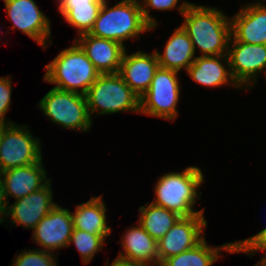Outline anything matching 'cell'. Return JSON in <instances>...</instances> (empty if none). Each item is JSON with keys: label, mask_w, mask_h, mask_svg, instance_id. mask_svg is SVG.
Wrapping results in <instances>:
<instances>
[{"label": "cell", "mask_w": 266, "mask_h": 266, "mask_svg": "<svg viewBox=\"0 0 266 266\" xmlns=\"http://www.w3.org/2000/svg\"><path fill=\"white\" fill-rule=\"evenodd\" d=\"M139 221L143 229L156 241L161 239L181 217L177 213L149 202L139 207Z\"/></svg>", "instance_id": "23"}, {"label": "cell", "mask_w": 266, "mask_h": 266, "mask_svg": "<svg viewBox=\"0 0 266 266\" xmlns=\"http://www.w3.org/2000/svg\"><path fill=\"white\" fill-rule=\"evenodd\" d=\"M178 71L159 67L148 90L140 97V114L173 120L178 116Z\"/></svg>", "instance_id": "7"}, {"label": "cell", "mask_w": 266, "mask_h": 266, "mask_svg": "<svg viewBox=\"0 0 266 266\" xmlns=\"http://www.w3.org/2000/svg\"><path fill=\"white\" fill-rule=\"evenodd\" d=\"M164 48L162 54L155 50L159 67L162 68L178 72L184 68L187 71L196 58L192 41L182 26L174 30Z\"/></svg>", "instance_id": "20"}, {"label": "cell", "mask_w": 266, "mask_h": 266, "mask_svg": "<svg viewBox=\"0 0 266 266\" xmlns=\"http://www.w3.org/2000/svg\"><path fill=\"white\" fill-rule=\"evenodd\" d=\"M38 107L53 123L73 131H89L92 125L85 95L52 88Z\"/></svg>", "instance_id": "6"}, {"label": "cell", "mask_w": 266, "mask_h": 266, "mask_svg": "<svg viewBox=\"0 0 266 266\" xmlns=\"http://www.w3.org/2000/svg\"><path fill=\"white\" fill-rule=\"evenodd\" d=\"M107 1L104 0L98 17L88 34L113 40L123 45L124 40L137 37L140 39L142 33L151 30V26L143 17L140 2L121 0L109 8Z\"/></svg>", "instance_id": "4"}, {"label": "cell", "mask_w": 266, "mask_h": 266, "mask_svg": "<svg viewBox=\"0 0 266 266\" xmlns=\"http://www.w3.org/2000/svg\"><path fill=\"white\" fill-rule=\"evenodd\" d=\"M12 29L18 28L39 43L44 49L48 44L51 34V26L48 17L38 8L34 0H3Z\"/></svg>", "instance_id": "11"}, {"label": "cell", "mask_w": 266, "mask_h": 266, "mask_svg": "<svg viewBox=\"0 0 266 266\" xmlns=\"http://www.w3.org/2000/svg\"><path fill=\"white\" fill-rule=\"evenodd\" d=\"M203 172L199 167L189 166L182 172H169L160 177L155 189L153 204L177 213L181 217L204 214V209L194 211L197 192L204 182Z\"/></svg>", "instance_id": "2"}, {"label": "cell", "mask_w": 266, "mask_h": 266, "mask_svg": "<svg viewBox=\"0 0 266 266\" xmlns=\"http://www.w3.org/2000/svg\"><path fill=\"white\" fill-rule=\"evenodd\" d=\"M177 8L183 16L181 25L192 41L194 51L201 56H218L228 53L231 38V20L217 8L195 5L183 1Z\"/></svg>", "instance_id": "1"}, {"label": "cell", "mask_w": 266, "mask_h": 266, "mask_svg": "<svg viewBox=\"0 0 266 266\" xmlns=\"http://www.w3.org/2000/svg\"><path fill=\"white\" fill-rule=\"evenodd\" d=\"M266 237V228L258 232L256 235L241 241L232 243L234 253H245L247 255Z\"/></svg>", "instance_id": "29"}, {"label": "cell", "mask_w": 266, "mask_h": 266, "mask_svg": "<svg viewBox=\"0 0 266 266\" xmlns=\"http://www.w3.org/2000/svg\"><path fill=\"white\" fill-rule=\"evenodd\" d=\"M11 79L12 78H9V76L0 77V122L4 124H12V122L10 120L8 121L5 117L11 102Z\"/></svg>", "instance_id": "28"}, {"label": "cell", "mask_w": 266, "mask_h": 266, "mask_svg": "<svg viewBox=\"0 0 266 266\" xmlns=\"http://www.w3.org/2000/svg\"><path fill=\"white\" fill-rule=\"evenodd\" d=\"M143 2H140L141 10L143 13V17L145 21L151 26L150 29H153L157 26V21L155 18H153L149 13L150 9L148 8H154L155 10H171L176 8V5L179 0H142Z\"/></svg>", "instance_id": "27"}, {"label": "cell", "mask_w": 266, "mask_h": 266, "mask_svg": "<svg viewBox=\"0 0 266 266\" xmlns=\"http://www.w3.org/2000/svg\"><path fill=\"white\" fill-rule=\"evenodd\" d=\"M45 70L43 80L56 84L54 88L82 95H86L100 75L75 41L47 64Z\"/></svg>", "instance_id": "3"}, {"label": "cell", "mask_w": 266, "mask_h": 266, "mask_svg": "<svg viewBox=\"0 0 266 266\" xmlns=\"http://www.w3.org/2000/svg\"><path fill=\"white\" fill-rule=\"evenodd\" d=\"M6 125H7V124H4V123L0 122V139H1V135H2L3 128H4Z\"/></svg>", "instance_id": "35"}, {"label": "cell", "mask_w": 266, "mask_h": 266, "mask_svg": "<svg viewBox=\"0 0 266 266\" xmlns=\"http://www.w3.org/2000/svg\"><path fill=\"white\" fill-rule=\"evenodd\" d=\"M59 7H82L90 4H103L104 0H58Z\"/></svg>", "instance_id": "31"}, {"label": "cell", "mask_w": 266, "mask_h": 266, "mask_svg": "<svg viewBox=\"0 0 266 266\" xmlns=\"http://www.w3.org/2000/svg\"><path fill=\"white\" fill-rule=\"evenodd\" d=\"M45 171L41 160L1 172L6 198L10 196L17 200L44 187L51 181Z\"/></svg>", "instance_id": "17"}, {"label": "cell", "mask_w": 266, "mask_h": 266, "mask_svg": "<svg viewBox=\"0 0 266 266\" xmlns=\"http://www.w3.org/2000/svg\"><path fill=\"white\" fill-rule=\"evenodd\" d=\"M231 35L239 42L266 45V5L243 6L231 19Z\"/></svg>", "instance_id": "16"}, {"label": "cell", "mask_w": 266, "mask_h": 266, "mask_svg": "<svg viewBox=\"0 0 266 266\" xmlns=\"http://www.w3.org/2000/svg\"><path fill=\"white\" fill-rule=\"evenodd\" d=\"M71 214L74 229L99 234L105 239L111 234L106 222V205L102 195L91 197L87 202L78 204L75 212Z\"/></svg>", "instance_id": "21"}, {"label": "cell", "mask_w": 266, "mask_h": 266, "mask_svg": "<svg viewBox=\"0 0 266 266\" xmlns=\"http://www.w3.org/2000/svg\"><path fill=\"white\" fill-rule=\"evenodd\" d=\"M8 201L9 200H7L6 193H5V190H4L2 174L0 172V223H3L4 220L6 221V219H7L6 215H7L8 205H9Z\"/></svg>", "instance_id": "30"}, {"label": "cell", "mask_w": 266, "mask_h": 266, "mask_svg": "<svg viewBox=\"0 0 266 266\" xmlns=\"http://www.w3.org/2000/svg\"><path fill=\"white\" fill-rule=\"evenodd\" d=\"M53 194L49 181L41 189L8 205L6 217H11L10 219L15 225L33 230L44 216L56 206V203L52 200Z\"/></svg>", "instance_id": "13"}, {"label": "cell", "mask_w": 266, "mask_h": 266, "mask_svg": "<svg viewBox=\"0 0 266 266\" xmlns=\"http://www.w3.org/2000/svg\"><path fill=\"white\" fill-rule=\"evenodd\" d=\"M74 41L81 47L100 74L118 73L126 50L125 45L88 33L79 35Z\"/></svg>", "instance_id": "14"}, {"label": "cell", "mask_w": 266, "mask_h": 266, "mask_svg": "<svg viewBox=\"0 0 266 266\" xmlns=\"http://www.w3.org/2000/svg\"><path fill=\"white\" fill-rule=\"evenodd\" d=\"M228 46L233 47L228 48L227 56L234 81L241 89L253 87L256 75L266 69V45L239 42L231 35Z\"/></svg>", "instance_id": "9"}, {"label": "cell", "mask_w": 266, "mask_h": 266, "mask_svg": "<svg viewBox=\"0 0 266 266\" xmlns=\"http://www.w3.org/2000/svg\"><path fill=\"white\" fill-rule=\"evenodd\" d=\"M207 221L204 214L180 217L169 231L157 241L159 264L198 245L204 238ZM202 233V235H201Z\"/></svg>", "instance_id": "10"}, {"label": "cell", "mask_w": 266, "mask_h": 266, "mask_svg": "<svg viewBox=\"0 0 266 266\" xmlns=\"http://www.w3.org/2000/svg\"><path fill=\"white\" fill-rule=\"evenodd\" d=\"M28 126L7 124L0 139V172L42 160L41 144Z\"/></svg>", "instance_id": "8"}, {"label": "cell", "mask_w": 266, "mask_h": 266, "mask_svg": "<svg viewBox=\"0 0 266 266\" xmlns=\"http://www.w3.org/2000/svg\"><path fill=\"white\" fill-rule=\"evenodd\" d=\"M143 266H149V265H143ZM150 266H155V265H151L150 264ZM156 266H162L161 264H158V265H156Z\"/></svg>", "instance_id": "36"}, {"label": "cell", "mask_w": 266, "mask_h": 266, "mask_svg": "<svg viewBox=\"0 0 266 266\" xmlns=\"http://www.w3.org/2000/svg\"><path fill=\"white\" fill-rule=\"evenodd\" d=\"M74 230L72 214L58 204L34 227L32 240L44 251L67 248Z\"/></svg>", "instance_id": "12"}, {"label": "cell", "mask_w": 266, "mask_h": 266, "mask_svg": "<svg viewBox=\"0 0 266 266\" xmlns=\"http://www.w3.org/2000/svg\"><path fill=\"white\" fill-rule=\"evenodd\" d=\"M258 250L266 251V237L253 249L250 255L253 256V253H257Z\"/></svg>", "instance_id": "33"}, {"label": "cell", "mask_w": 266, "mask_h": 266, "mask_svg": "<svg viewBox=\"0 0 266 266\" xmlns=\"http://www.w3.org/2000/svg\"><path fill=\"white\" fill-rule=\"evenodd\" d=\"M105 238L99 234L74 229L68 243H74L84 264H89L95 254L104 246Z\"/></svg>", "instance_id": "25"}, {"label": "cell", "mask_w": 266, "mask_h": 266, "mask_svg": "<svg viewBox=\"0 0 266 266\" xmlns=\"http://www.w3.org/2000/svg\"><path fill=\"white\" fill-rule=\"evenodd\" d=\"M105 263H106L105 266H109L107 264L108 262ZM110 266H141V265L116 257Z\"/></svg>", "instance_id": "32"}, {"label": "cell", "mask_w": 266, "mask_h": 266, "mask_svg": "<svg viewBox=\"0 0 266 266\" xmlns=\"http://www.w3.org/2000/svg\"><path fill=\"white\" fill-rule=\"evenodd\" d=\"M88 112L98 115L119 112L140 113V97L118 74H100L86 93Z\"/></svg>", "instance_id": "5"}, {"label": "cell", "mask_w": 266, "mask_h": 266, "mask_svg": "<svg viewBox=\"0 0 266 266\" xmlns=\"http://www.w3.org/2000/svg\"><path fill=\"white\" fill-rule=\"evenodd\" d=\"M205 238L195 247L165 259L162 266H212L222 255L220 251L233 252L232 242L219 247L207 245Z\"/></svg>", "instance_id": "22"}, {"label": "cell", "mask_w": 266, "mask_h": 266, "mask_svg": "<svg viewBox=\"0 0 266 266\" xmlns=\"http://www.w3.org/2000/svg\"><path fill=\"white\" fill-rule=\"evenodd\" d=\"M52 253L37 248L25 252L22 250L11 266H57V255Z\"/></svg>", "instance_id": "26"}, {"label": "cell", "mask_w": 266, "mask_h": 266, "mask_svg": "<svg viewBox=\"0 0 266 266\" xmlns=\"http://www.w3.org/2000/svg\"><path fill=\"white\" fill-rule=\"evenodd\" d=\"M102 4L82 7H58L68 24L78 29V35L89 33L96 21Z\"/></svg>", "instance_id": "24"}, {"label": "cell", "mask_w": 266, "mask_h": 266, "mask_svg": "<svg viewBox=\"0 0 266 266\" xmlns=\"http://www.w3.org/2000/svg\"><path fill=\"white\" fill-rule=\"evenodd\" d=\"M187 73L192 80L206 87H220L229 83L233 87L240 88L231 75L227 54L196 57L187 69Z\"/></svg>", "instance_id": "19"}, {"label": "cell", "mask_w": 266, "mask_h": 266, "mask_svg": "<svg viewBox=\"0 0 266 266\" xmlns=\"http://www.w3.org/2000/svg\"><path fill=\"white\" fill-rule=\"evenodd\" d=\"M254 266H266V254L264 255V257L259 260V262H257Z\"/></svg>", "instance_id": "34"}, {"label": "cell", "mask_w": 266, "mask_h": 266, "mask_svg": "<svg viewBox=\"0 0 266 266\" xmlns=\"http://www.w3.org/2000/svg\"><path fill=\"white\" fill-rule=\"evenodd\" d=\"M158 68L159 63L155 50L152 54L140 50L130 55L125 50L118 74L141 97L148 90Z\"/></svg>", "instance_id": "15"}, {"label": "cell", "mask_w": 266, "mask_h": 266, "mask_svg": "<svg viewBox=\"0 0 266 266\" xmlns=\"http://www.w3.org/2000/svg\"><path fill=\"white\" fill-rule=\"evenodd\" d=\"M138 225L130 227L124 236L122 235L120 244L125 253L120 252L118 258L141 266L149 265L151 262L156 266L159 264L157 241L140 224Z\"/></svg>", "instance_id": "18"}]
</instances>
